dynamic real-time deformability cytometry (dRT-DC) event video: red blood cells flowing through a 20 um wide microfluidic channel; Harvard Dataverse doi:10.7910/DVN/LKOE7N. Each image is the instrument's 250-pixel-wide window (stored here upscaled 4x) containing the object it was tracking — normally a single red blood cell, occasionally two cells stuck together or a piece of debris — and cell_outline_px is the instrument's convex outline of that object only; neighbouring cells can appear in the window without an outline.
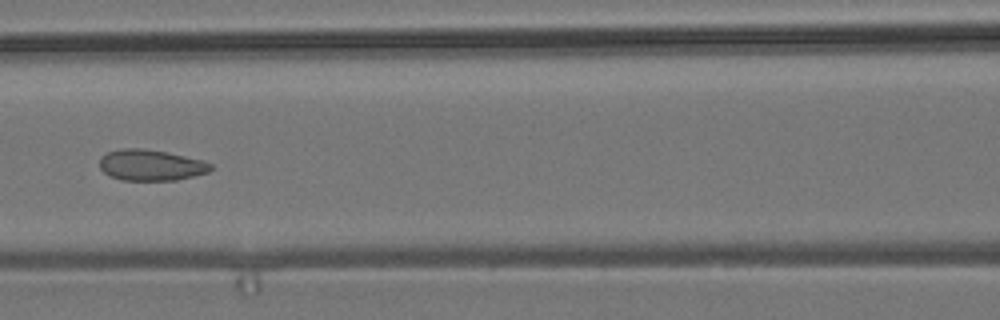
{"species": "common noctule bat (a hibernating species)", "species_latin": "Nyctalus noctula", "temperature_condition": "room temperature", "stored_images_in_passage": 8, "camera_frame_rate_fps": 3000, "um_per_image_px": 0.085, "animal": {"sex": "male", "body_mass_g": 19.2, "forearm_length_mm": 51.8}, "frame": {"image": 1, "passage_image": 7, "time_ms": 7.333, "image_size_px": [1000, 320], "cell_outline_px": [[212, 168], [208, 172], [176, 180], [120, 180], [108, 176], [100, 168], [100, 156], [108, 152], [120, 148], [144, 148], [168, 152], [204, 160], [212, 164]], "centroid_in_image_um": [12.81, 14.02], "position_along_channel_um": 153.8, "area_um2": 20.29}}
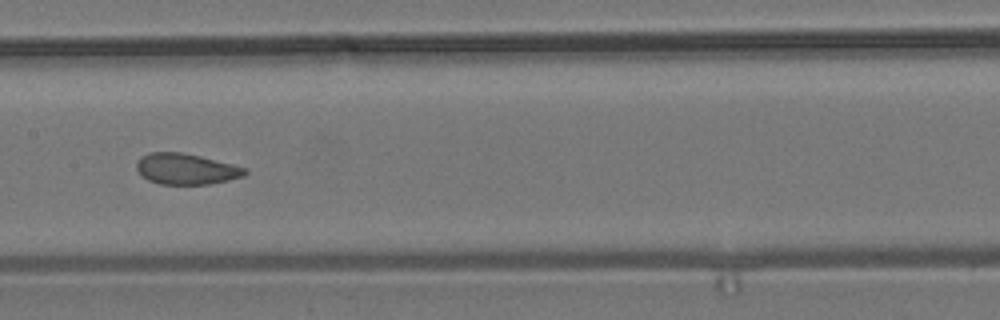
{"frame": {"image": 2, "passage_image": 8, "time_ms": 8.333, "image_size_px": [1000, 320], "cell_outline_px": [[248, 172], [244, 176], [228, 180], [208, 184], [160, 184], [148, 180], [136, 168], [136, 164], [140, 156], [148, 152], [180, 152], [200, 156], [248, 168]], "centroid_in_image_um": [15.82, 14.35], "position_along_channel_um": 191.6, "area_um2": 19.48}}